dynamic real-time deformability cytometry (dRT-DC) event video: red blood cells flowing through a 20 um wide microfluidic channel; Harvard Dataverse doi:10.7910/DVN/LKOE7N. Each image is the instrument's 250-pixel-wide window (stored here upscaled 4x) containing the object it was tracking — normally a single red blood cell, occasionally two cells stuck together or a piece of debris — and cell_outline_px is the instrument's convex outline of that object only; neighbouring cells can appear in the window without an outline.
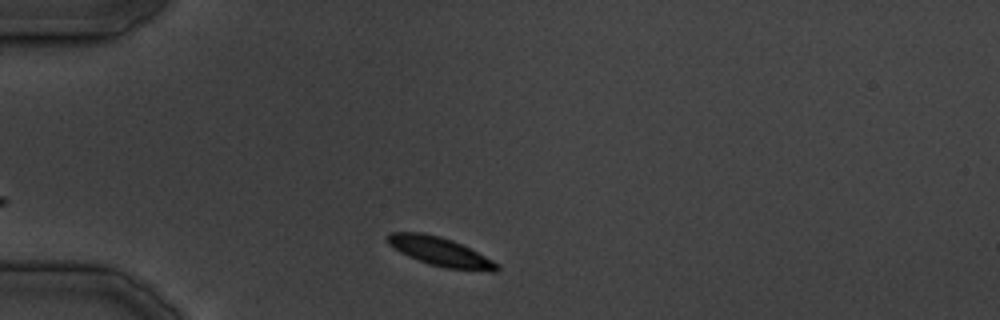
{"species": "common noctule bat (a hibernating species)", "species_latin": "Nyctalus noctula", "temperature_condition": "cold", "stored_images_in_passage": 16, "camera_frame_rate_fps": 3000, "um_per_image_px": 0.085, "animal": {"sex": "male", "body_mass_g": 19.5, "forearm_length_mm": 54.6}, "frame": {"image": 1, "passage_image": 3, "time_ms": 2.0, "image_size_px": [1000, 320], "cell_outline_px": [[500, 268], [496, 272], [488, 272], [444, 268], [408, 256], [400, 252], [388, 244], [384, 240], [388, 232], [420, 232], [440, 236], [452, 240], [500, 264]], "centroid_in_image_um": [37.4, 21.4], "position_along_channel_um": 47.6, "area_um2": 18.38}}
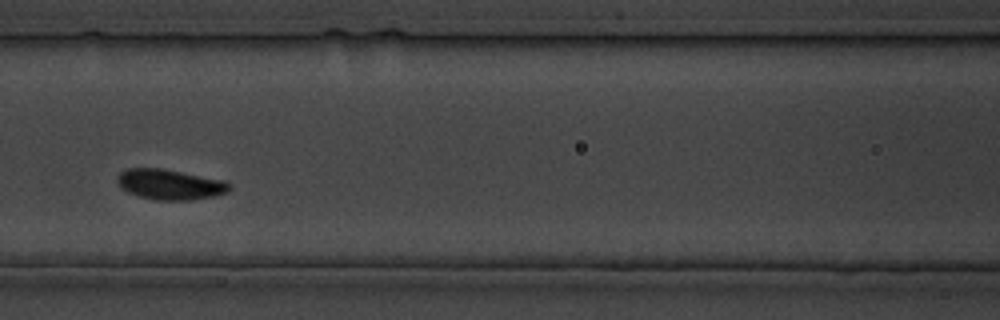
{"frame": {"image": 2, "passage_image": 10, "time_ms": 11.0, "image_size_px": [1000, 320], "cell_outline_px": [[232, 188], [228, 192], [216, 196], [188, 200], [156, 200], [140, 196], [128, 192], [120, 188], [116, 180], [116, 176], [120, 172], [128, 168], [160, 168], [224, 180], [232, 184]], "centroid_in_image_um": [14.45, 15.68], "position_along_channel_um": 152.1, "area_um2": 19.94}}